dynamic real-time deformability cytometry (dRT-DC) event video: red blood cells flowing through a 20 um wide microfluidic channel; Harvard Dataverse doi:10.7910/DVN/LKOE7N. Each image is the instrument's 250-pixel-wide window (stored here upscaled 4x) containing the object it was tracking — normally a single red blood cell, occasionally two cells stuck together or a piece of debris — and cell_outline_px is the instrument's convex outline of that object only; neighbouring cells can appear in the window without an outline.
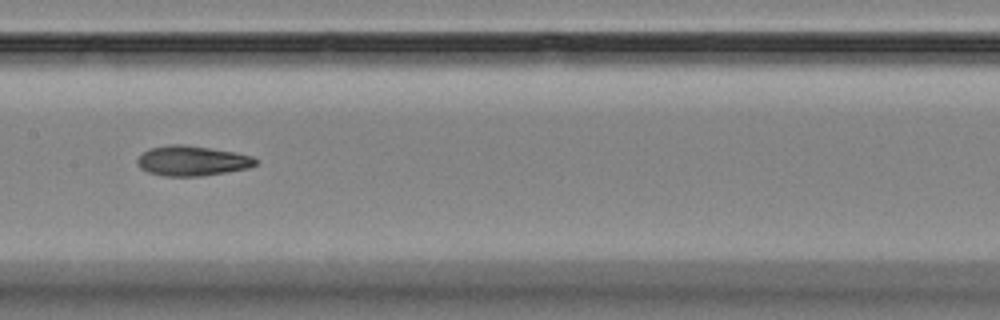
{"species": "Egyptian fruit bat (a non-hibernating species)", "species_latin": "Rousettus aegyptiacus", "temperature_condition": "room temperature", "stored_images_in_passage": 5, "camera_frame_rate_fps": 3000, "um_per_image_px": 0.085, "animal": {"sex": "female"}, "frame": {"image": 1, "passage_image": 5, "time_ms": 4.667, "image_size_px": [1000, 320], "cell_outline_px": [[260, 160], [256, 164], [248, 168], [200, 176], [164, 176], [148, 172], [140, 168], [136, 164], [136, 160], [148, 148], [168, 144], [184, 144], [236, 152], [252, 156]], "centroid_in_image_um": [16.31, 13.66], "position_along_channel_um": 191.1, "area_um2": 20.81}}